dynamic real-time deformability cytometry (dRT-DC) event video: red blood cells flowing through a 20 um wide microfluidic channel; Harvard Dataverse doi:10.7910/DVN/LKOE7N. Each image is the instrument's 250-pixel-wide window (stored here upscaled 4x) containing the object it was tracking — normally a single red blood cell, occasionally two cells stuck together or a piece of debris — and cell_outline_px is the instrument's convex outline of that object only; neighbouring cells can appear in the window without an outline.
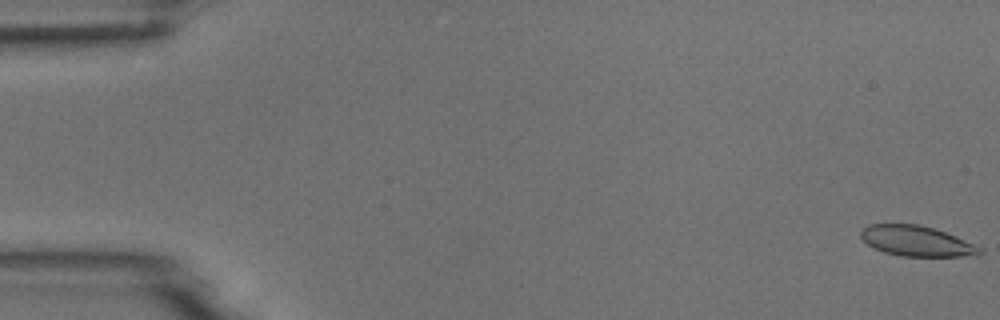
{"species": "common noctule bat (a hibernating species)", "species_latin": "Nyctalus noctula", "temperature_condition": "room temperature", "stored_images_in_passage": 6, "camera_frame_rate_fps": 3000, "um_per_image_px": 0.085, "animal": {"sex": "male", "body_mass_g": 18.8}, "frame": {"image": 1, "passage_image": 1, "time_ms": 0.0, "image_size_px": [1000, 320], "cell_outline_px": [[984, 252], [976, 256], [900, 256], [884, 252], [868, 244], [860, 236], [860, 232], [868, 224], [920, 224], [944, 232], [984, 248]], "centroid_in_image_um": [77.93, 20.49], "position_along_channel_um": 7.1, "area_um2": 20.92}}
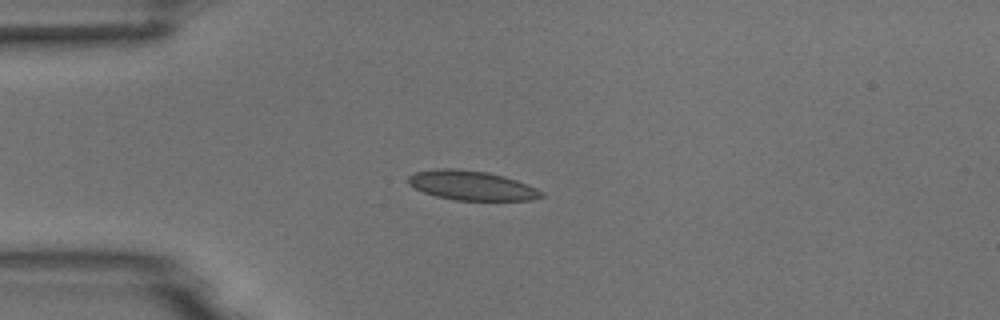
{"frame": {"image": 2, "passage_image": 4, "time_ms": 4.333, "image_size_px": [1000, 320], "cell_outline_px": [[544, 196], [532, 200], [456, 200], [436, 196], [424, 192], [408, 184], [408, 176], [412, 172], [436, 168], [456, 168], [488, 172], [504, 176], [516, 180], [536, 188], [544, 192]], "centroid_in_image_um": [40.07, 15.75], "position_along_channel_um": 44.9, "area_um2": 22.95}}
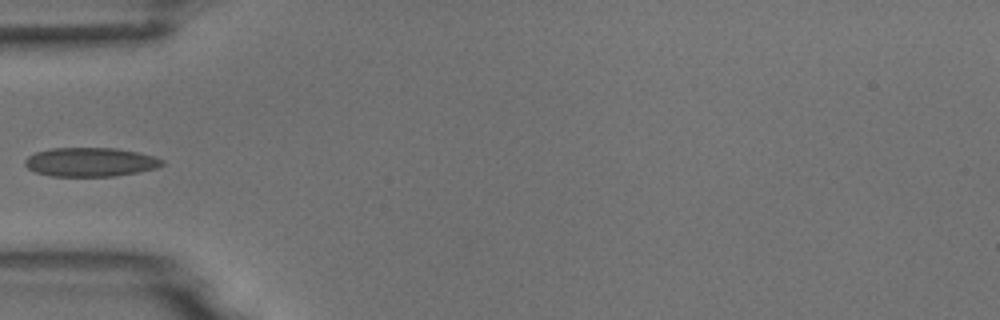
{"frame": {"image": 3, "passage_image": 5, "time_ms": 5.667, "image_size_px": [1000, 320], "cell_outline_px": [[164, 164], [156, 168], [116, 176], [52, 176], [36, 172], [28, 168], [24, 164], [24, 160], [28, 156], [36, 152], [52, 148], [116, 148], [156, 156], [164, 160]], "centroid_in_image_um": [7.69, 13.77], "position_along_channel_um": 77.3, "area_um2": 23.12}}